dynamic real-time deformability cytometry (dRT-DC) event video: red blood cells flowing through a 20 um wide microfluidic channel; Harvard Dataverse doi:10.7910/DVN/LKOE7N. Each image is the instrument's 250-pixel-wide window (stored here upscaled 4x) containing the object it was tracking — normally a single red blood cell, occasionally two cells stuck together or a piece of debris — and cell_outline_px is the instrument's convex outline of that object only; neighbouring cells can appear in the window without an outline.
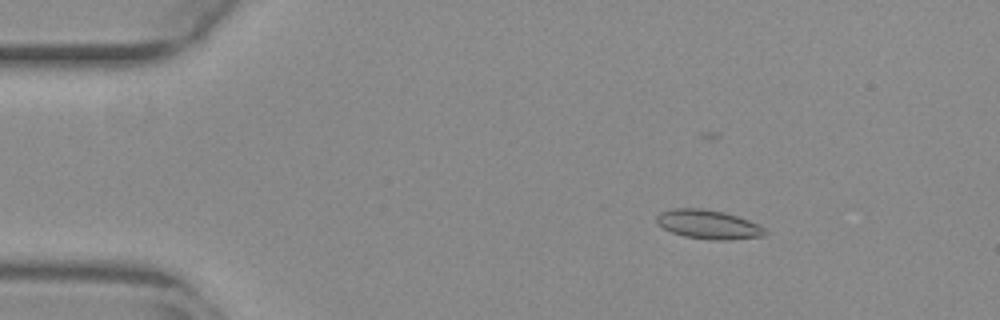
{"species": "common noctule bat (a hibernating species)", "species_latin": "Nyctalus noctula", "temperature_condition": "warm", "stored_images_in_passage": 47, "camera_frame_rate_fps": 3000, "um_per_image_px": 0.085, "animal": {"sex": "female", "body_mass_g": 29.2, "forearm_length_mm": 56.3}, "frame": {"image": 1, "passage_image": 8, "time_ms": 2.333, "image_size_px": [1000, 320], "cell_outline_px": [[768, 236], [732, 240], [712, 240], [684, 236], [672, 232], [656, 224], [656, 216], [660, 212], [672, 208], [700, 208], [724, 212], [748, 220], [764, 228], [768, 232]], "centroid_in_image_um": [60.22, 19.09], "position_along_channel_um": 24.8, "area_um2": 18.5}}
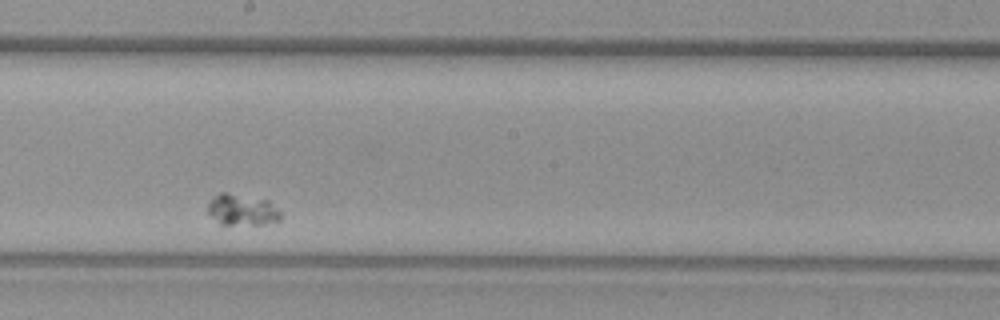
{"frame": {"image": 2, "passage_image": 32, "time_ms": 10.333, "image_size_px": [1000, 320], "cell_outline_px": [[280, 220], [264, 224], [220, 224], [208, 216], [208, 200], [220, 192], [228, 192], [268, 200], [280, 212]], "centroid_in_image_um": [20.52, 17.82], "position_along_channel_um": 227.7, "area_um2": 13.35}}
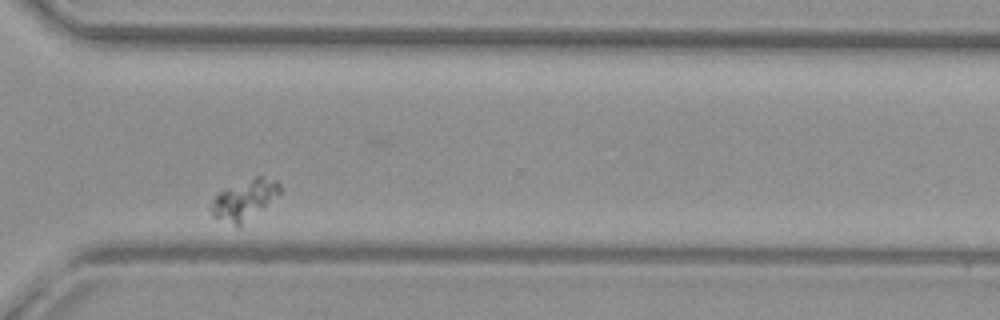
{"frame": {"image": 3, "passage_image": 43, "time_ms": 14.0, "image_size_px": [1000, 320], "cell_outline_px": [[280, 192], [240, 228], [236, 228], [212, 216], [208, 208], [208, 204], [220, 192], [228, 188], [256, 176], [260, 176], [276, 180], [280, 184]], "centroid_in_image_um": [20.71, 17.04], "position_along_channel_um": 349.9, "area_um2": 16.01}}